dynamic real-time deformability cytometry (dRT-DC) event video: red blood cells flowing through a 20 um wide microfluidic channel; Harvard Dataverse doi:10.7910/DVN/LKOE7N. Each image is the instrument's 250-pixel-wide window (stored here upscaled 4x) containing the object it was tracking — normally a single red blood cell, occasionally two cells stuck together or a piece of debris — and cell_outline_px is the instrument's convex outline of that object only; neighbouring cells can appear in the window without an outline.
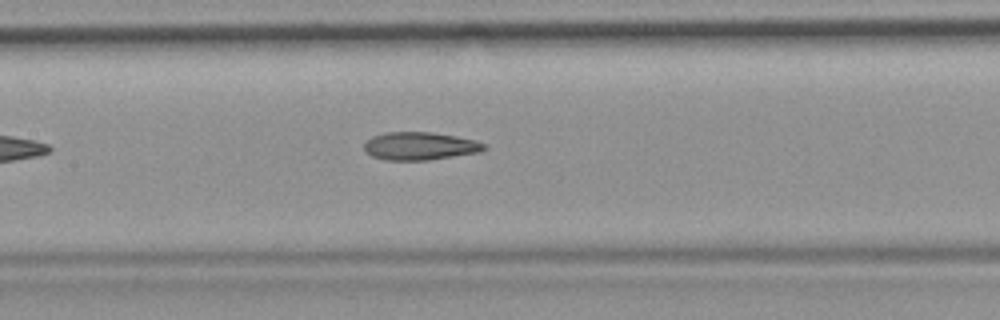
{"species": "common noctule bat (a hibernating species)", "species_latin": "Nyctalus noctula", "temperature_condition": "room temperature", "stored_images_in_passage": 5, "camera_frame_rate_fps": 3000, "um_per_image_px": 0.085, "animal": {"sex": "female", "body_mass_g": 19.9}, "frame": {"image": 1, "passage_image": 5, "time_ms": 4.667, "image_size_px": [1000, 320], "cell_outline_px": [[488, 148], [480, 152], [428, 160], [384, 160], [372, 156], [364, 152], [364, 144], [372, 136], [384, 132], [432, 132], [456, 136], [476, 140], [484, 144]], "centroid_in_image_um": [35.68, 12.41], "position_along_channel_um": 171.7, "area_um2": 19.65}}